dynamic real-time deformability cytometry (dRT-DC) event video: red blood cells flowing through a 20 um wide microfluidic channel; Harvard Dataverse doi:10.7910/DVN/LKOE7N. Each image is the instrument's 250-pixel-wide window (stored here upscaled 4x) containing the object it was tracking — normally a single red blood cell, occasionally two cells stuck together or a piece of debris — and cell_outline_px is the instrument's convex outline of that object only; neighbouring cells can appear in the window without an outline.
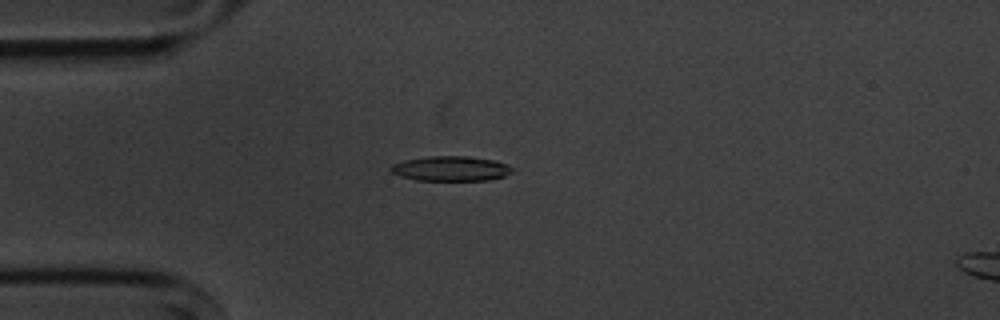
{"species": "common noctule bat (a hibernating species)", "species_latin": "Nyctalus noctula", "temperature_condition": "cold", "stored_images_in_passage": 2, "camera_frame_rate_fps": 3000, "um_per_image_px": 0.085, "animal": {"sex": "male", "body_mass_g": 20.1, "forearm_length_mm": 53.5}, "frame": {"image": 1, "passage_image": 2, "time_ms": 1.0, "image_size_px": [1000, 320], "cell_outline_px": [[512, 172], [504, 176], [488, 180], [416, 180], [400, 176], [392, 172], [388, 168], [392, 164], [404, 160], [428, 156], [468, 156], [492, 160], [504, 164], [512, 168]], "centroid_in_image_um": [38.26, 14.33], "position_along_channel_um": 46.7, "area_um2": 17.46}}